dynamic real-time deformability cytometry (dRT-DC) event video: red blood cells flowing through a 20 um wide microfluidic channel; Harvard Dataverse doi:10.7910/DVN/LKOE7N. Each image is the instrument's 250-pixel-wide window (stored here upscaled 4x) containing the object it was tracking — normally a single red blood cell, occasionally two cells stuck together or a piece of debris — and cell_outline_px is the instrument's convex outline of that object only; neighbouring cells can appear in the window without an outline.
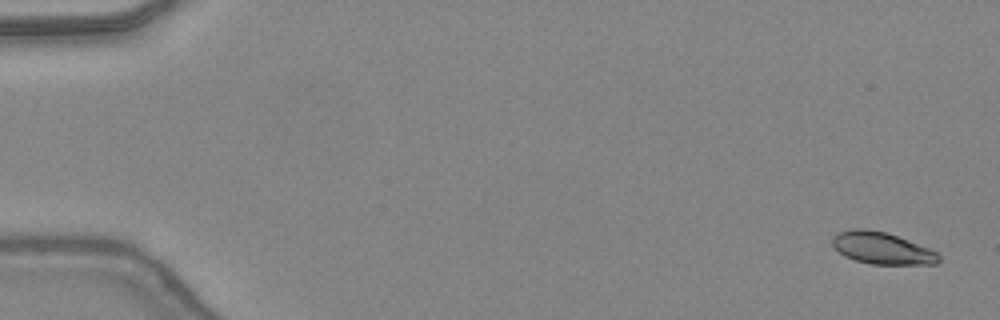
{"species": "common noctule bat (a hibernating species)", "species_latin": "Nyctalus noctula", "temperature_condition": "warm", "stored_images_in_passage": 48, "camera_frame_rate_fps": 3000, "um_per_image_px": 0.085, "animal": {"sex": "female", "body_mass_g": 24.6, "forearm_length_mm": 56.2}, "frame": {"image": 1, "passage_image": 2, "time_ms": 0.333, "image_size_px": [1000, 320], "cell_outline_px": [[940, 260], [936, 264], [872, 264], [856, 260], [844, 256], [832, 244], [832, 236], [840, 232], [852, 228], [864, 228], [888, 232], [928, 248], [936, 252], [940, 256]], "centroid_in_image_um": [74.96, 21.08], "position_along_channel_um": 10.0, "area_um2": 19.71}}
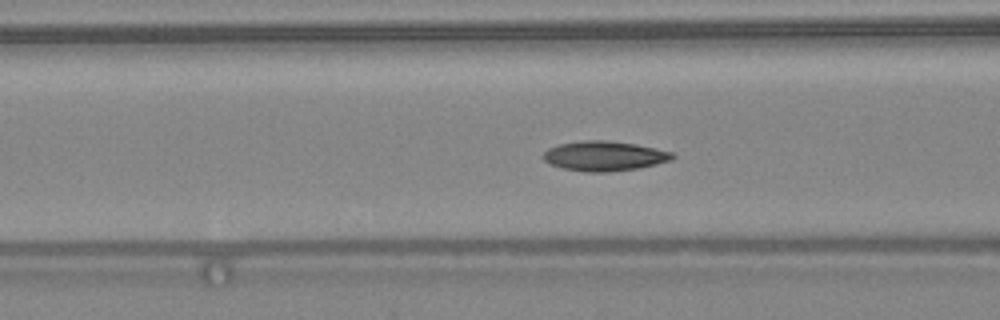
{"frame": {"image": 2, "passage_image": 20, "time_ms": 6.333, "image_size_px": [1000, 320], "cell_outline_px": [[676, 156], [672, 160], [640, 168], [608, 172], [588, 172], [564, 168], [548, 164], [544, 160], [544, 152], [548, 148], [560, 144], [580, 140], [608, 140], [636, 144], [656, 148], [672, 152]], "centroid_in_image_um": [51.39, 13.25], "position_along_channel_um": 115.2, "area_um2": 22.54}}
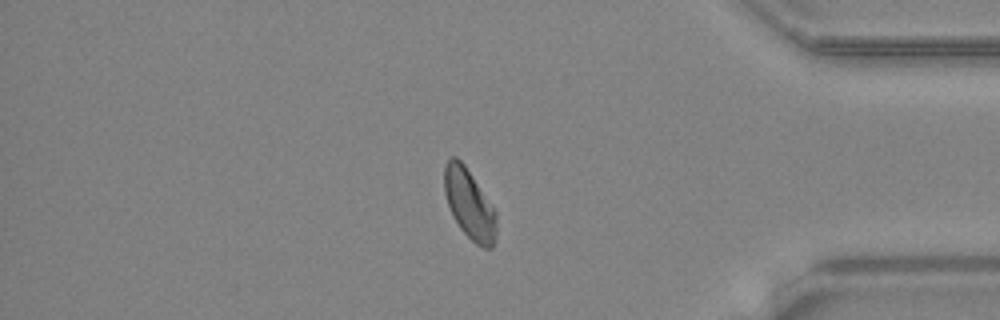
{"frame": {"image": 3, "passage_image": 41, "time_ms": 13.333, "image_size_px": [1000, 320], "cell_outline_px": [[496, 236], [492, 248], [484, 248], [476, 244], [460, 228], [448, 204], [444, 192], [444, 168], [448, 160], [452, 156], [456, 156], [464, 164], [496, 212]], "centroid_in_image_um": [39.89, 17.35], "position_along_channel_um": 395.3, "area_um2": 20.75}, "authors_computed_cell_mechanics": {"area_um2": 21.0392, "velocity_mm_per_s": 4.3761, "shape_relaxation_time_tau1_ms": 3.9017, "shape_relaxation_time_tau2_ms": 2.8482, "deformation_change_tau1": 0.1268, "deformation_change_tau2": 0.0695}}